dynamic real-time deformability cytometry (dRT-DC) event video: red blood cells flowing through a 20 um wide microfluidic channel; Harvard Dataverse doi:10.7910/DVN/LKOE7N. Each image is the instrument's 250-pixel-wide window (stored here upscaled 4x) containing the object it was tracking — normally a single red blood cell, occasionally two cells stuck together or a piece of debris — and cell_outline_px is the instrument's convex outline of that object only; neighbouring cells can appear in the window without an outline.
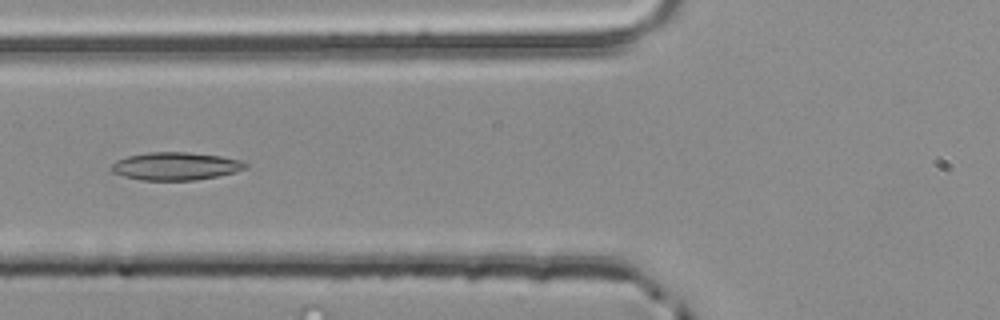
{"species": "common noctule bat (a hibernating species)", "species_latin": "Nyctalus noctula", "temperature_condition": "room temperature", "stored_images_in_passage": 38, "camera_frame_rate_fps": 3000, "um_per_image_px": 0.085, "animal": {"sex": "male", "body_mass_g": 20.4}, "frame": {"image": 1, "passage_image": 5, "time_ms": 1.333, "image_size_px": [1000, 320], "cell_outline_px": [[248, 168], [236, 172], [196, 180], [144, 180], [124, 176], [112, 172], [108, 168], [116, 160], [128, 156], [148, 152], [188, 152], [220, 156], [240, 160], [248, 164]], "centroid_in_image_um": [14.92, 14.12], "position_along_channel_um": 110.9, "area_um2": 21.79}}
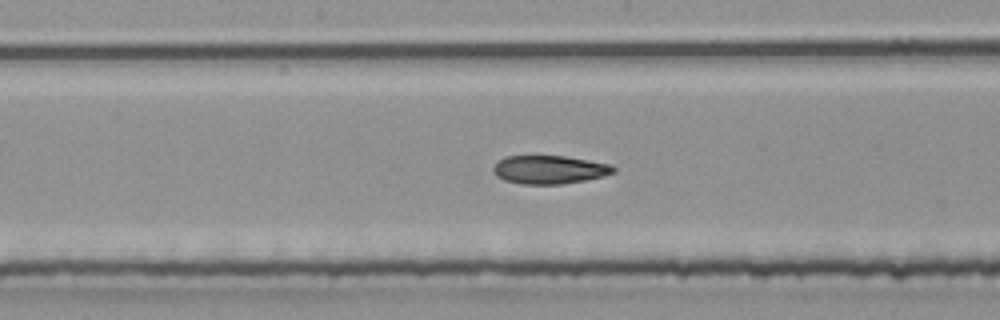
{"frame": {"image": 2, "passage_image": 12, "time_ms": 3.667, "image_size_px": [1000, 320], "cell_outline_px": [[616, 172], [604, 176], [584, 180], [560, 184], [520, 184], [504, 180], [496, 176], [492, 168], [504, 156], [564, 156], [588, 160], [608, 164], [616, 168]], "centroid_in_image_um": [46.69, 14.42], "position_along_channel_um": 201.5, "area_um2": 19.77}}
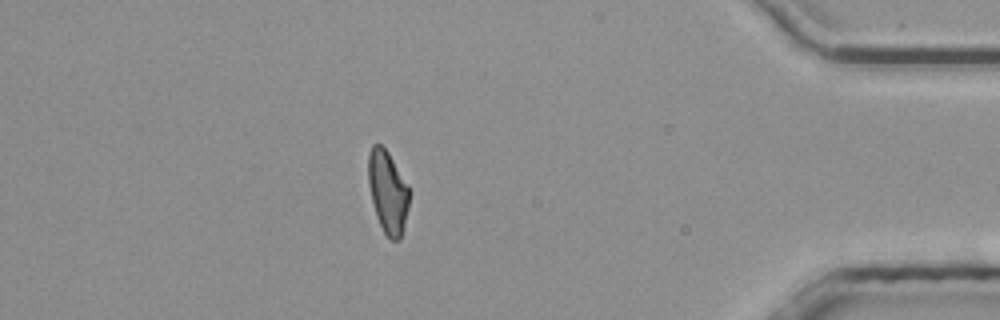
{"frame": {"image": 3, "passage_image": 31, "time_ms": 10.0, "image_size_px": [1000, 320], "cell_outline_px": [[408, 208], [400, 240], [392, 240], [384, 232], [376, 216], [368, 184], [368, 152], [372, 144], [380, 144], [388, 152], [408, 188]], "centroid_in_image_um": [32.92, 16.3], "position_along_channel_um": 402.3, "area_um2": 19.25}, "authors_computed_cell_mechanics": {"area_um2": 20.2589, "velocity_mm_per_s": 3.8662, "shape_relaxation_time_tau1_ms": null, "shape_relaxation_time_tau2_ms": 4.7885, "deformation_change_tau1": null, "deformation_change_tau2": 0.1231}}